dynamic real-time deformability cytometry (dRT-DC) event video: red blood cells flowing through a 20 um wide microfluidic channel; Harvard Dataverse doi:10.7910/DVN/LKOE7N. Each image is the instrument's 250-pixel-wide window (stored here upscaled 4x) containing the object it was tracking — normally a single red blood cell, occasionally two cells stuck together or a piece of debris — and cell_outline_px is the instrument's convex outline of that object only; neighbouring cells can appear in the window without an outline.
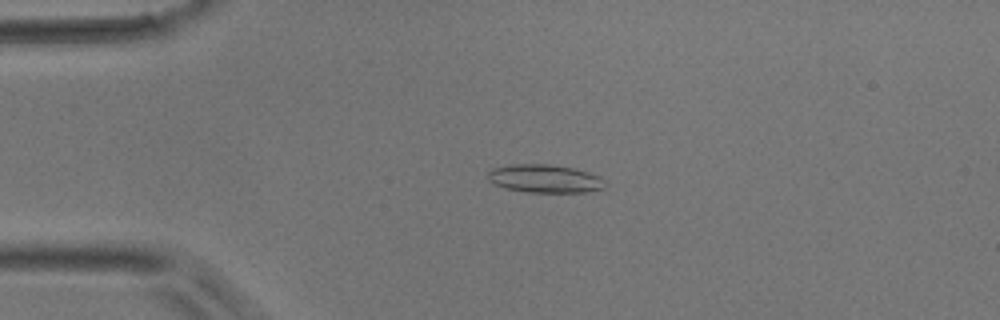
{"species": "common noctule bat (a hibernating species)", "species_latin": "Nyctalus noctula", "temperature_condition": "room temperature", "stored_images_in_passage": 50, "camera_frame_rate_fps": 3000, "um_per_image_px": 0.085, "animal": {"sex": "male", "body_mass_g": 17.9}, "frame": {"image": 1, "passage_image": 11, "time_ms": 3.333, "image_size_px": [1000, 320], "cell_outline_px": [[604, 188], [584, 192], [528, 192], [504, 188], [488, 180], [488, 172], [492, 168], [512, 164], [548, 164], [572, 168], [588, 172], [600, 176], [604, 180]], "centroid_in_image_um": [46.29, 15.18], "position_along_channel_um": 38.7, "area_um2": 19.13}}
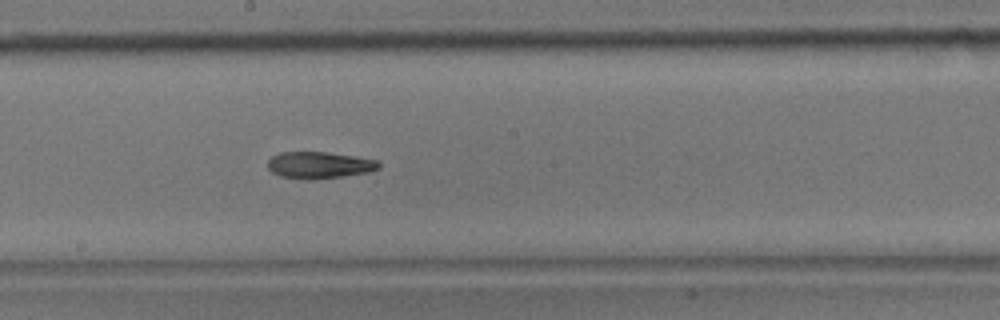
{"frame": {"image": 2, "passage_image": 27, "time_ms": 8.667, "image_size_px": [1000, 320], "cell_outline_px": [[380, 168], [368, 172], [344, 176], [312, 180], [304, 180], [280, 176], [272, 172], [268, 168], [268, 160], [272, 156], [280, 152], [328, 152], [356, 156], [376, 160], [380, 164]], "centroid_in_image_um": [27.13, 14.04], "position_along_channel_um": 221.1, "area_um2": 17.46}}
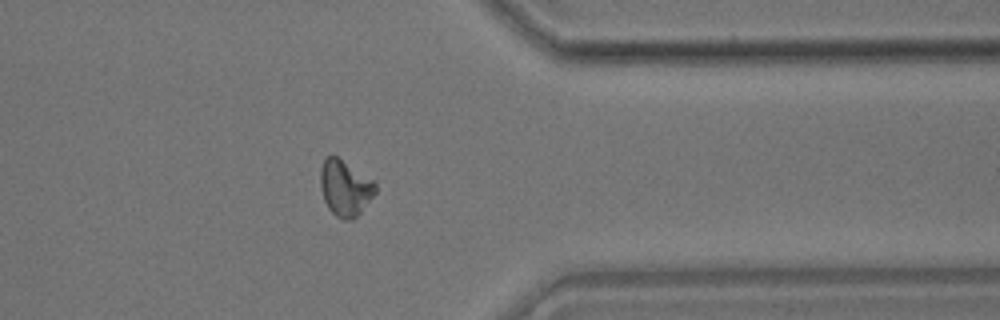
{"frame": {"image": 3, "passage_image": 40, "time_ms": 13.0, "image_size_px": [1000, 320], "cell_outline_px": [[376, 192], [360, 212], [352, 220], [344, 220], [336, 216], [328, 208], [324, 200], [320, 188], [320, 168], [324, 160], [328, 156], [336, 156], [376, 180]], "centroid_in_image_um": [29.34, 15.97], "position_along_channel_um": 382.1, "area_um2": 18.03}}